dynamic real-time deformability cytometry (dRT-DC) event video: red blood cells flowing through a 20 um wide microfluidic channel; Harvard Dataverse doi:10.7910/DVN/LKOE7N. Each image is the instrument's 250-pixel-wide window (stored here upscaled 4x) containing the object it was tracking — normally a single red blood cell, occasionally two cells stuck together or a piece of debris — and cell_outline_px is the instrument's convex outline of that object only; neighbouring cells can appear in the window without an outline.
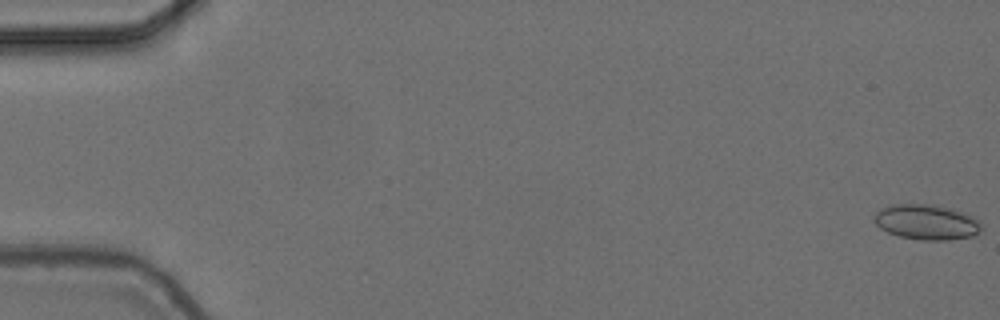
{"species": "common noctule bat (a hibernating species)", "species_latin": "Nyctalus noctula", "temperature_condition": "cold", "stored_images_in_passage": 56, "camera_frame_rate_fps": 3000, "um_per_image_px": 0.085, "animal": {"sex": "female", "body_mass_g": 24.6, "forearm_length_mm": 56.2}, "frame": {"image": 1, "passage_image": 1, "time_ms": 0.0, "image_size_px": [1000, 320], "cell_outline_px": [[984, 224], [980, 232], [972, 236], [948, 240], [924, 240], [900, 236], [888, 232], [880, 228], [876, 224], [872, 216], [876, 212], [892, 204], [932, 204], [948, 208], [972, 216], [980, 220]], "centroid_in_image_um": [78.78, 18.88], "position_along_channel_um": 6.2, "area_um2": 21.96}}
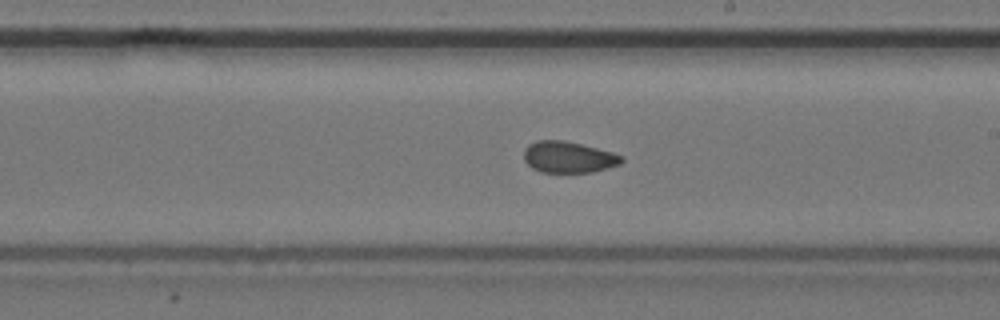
{"frame": {"image": 2, "passage_image": 33, "time_ms": 10.667, "image_size_px": [1000, 320], "cell_outline_px": [[624, 160], [620, 164], [608, 168], [592, 172], [540, 172], [532, 168], [524, 160], [524, 148], [528, 144], [536, 140], [564, 140], [612, 152], [624, 156]], "centroid_in_image_um": [48.31, 13.35], "position_along_channel_um": 240.7, "area_um2": 17.92}}
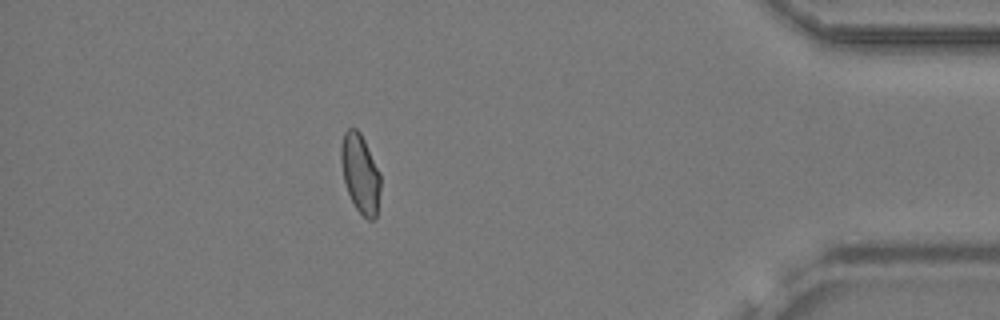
{"frame": {"image": 3, "passage_image": 50, "time_ms": 16.333, "image_size_px": [1000, 320], "cell_outline_px": [[380, 192], [376, 216], [372, 220], [368, 220], [356, 208], [348, 192], [344, 180], [340, 160], [340, 148], [344, 132], [348, 128], [356, 128], [360, 132], [380, 172]], "centroid_in_image_um": [30.62, 14.73], "position_along_channel_um": 404.6, "area_um2": 18.03}, "authors_computed_cell_mechanics": {"area_um2": 18.3515, "velocity_mm_per_s": 3.7005, "shape_relaxation_time_tau1_ms": null, "shape_relaxation_time_tau2_ms": 1.7064, "deformation_change_tau1": null, "deformation_change_tau2": 0.0528}}